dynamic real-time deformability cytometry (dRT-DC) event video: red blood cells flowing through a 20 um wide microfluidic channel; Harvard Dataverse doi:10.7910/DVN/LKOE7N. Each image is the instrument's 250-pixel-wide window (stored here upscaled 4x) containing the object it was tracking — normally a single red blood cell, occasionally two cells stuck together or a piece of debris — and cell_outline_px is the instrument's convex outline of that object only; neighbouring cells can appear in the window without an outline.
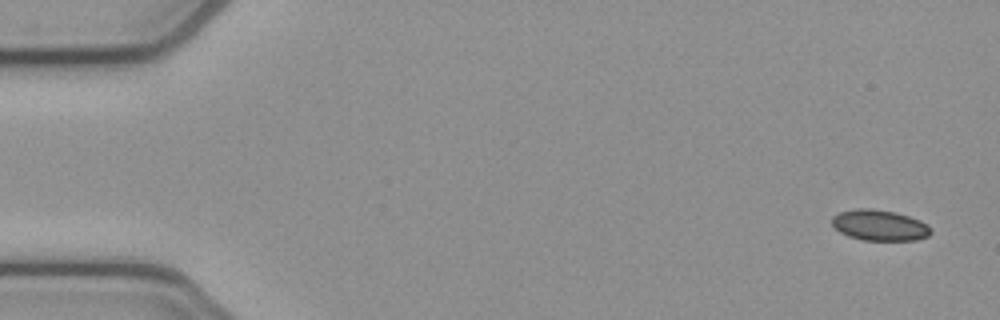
{"species": "common noctule bat (a hibernating species)", "species_latin": "Nyctalus noctula", "temperature_condition": "cold", "stored_images_in_passage": 6, "camera_frame_rate_fps": 3000, "um_per_image_px": 0.085, "animal": {"sex": "female", "body_mass_g": 21.9}, "frame": {"image": 1, "passage_image": 1, "time_ms": 0.0, "image_size_px": [1000, 320], "cell_outline_px": [[932, 232], [928, 236], [916, 240], [864, 240], [848, 236], [840, 232], [832, 224], [832, 216], [840, 212], [856, 208], [872, 208], [896, 212], [920, 220], [928, 224], [932, 228]], "centroid_in_image_um": [74.78, 19.14], "position_along_channel_um": 10.2, "area_um2": 17.86}}
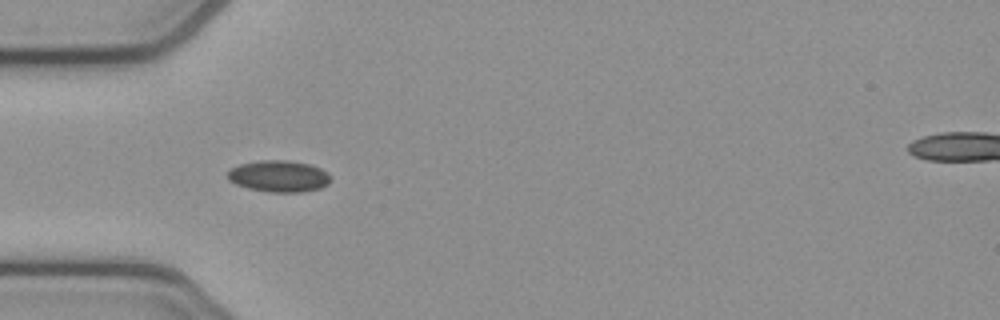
{"frame": {"image": 2, "passage_image": 5, "time_ms": 1.333, "image_size_px": [1000, 320], "cell_outline_px": [[332, 180], [328, 184], [320, 188], [304, 192], [268, 192], [248, 188], [236, 184], [228, 180], [228, 172], [232, 168], [240, 164], [260, 160], [288, 160], [308, 164], [320, 168], [328, 172]], "centroid_in_image_um": [23.73, 14.98], "position_along_channel_um": 61.3, "area_um2": 19.02}}
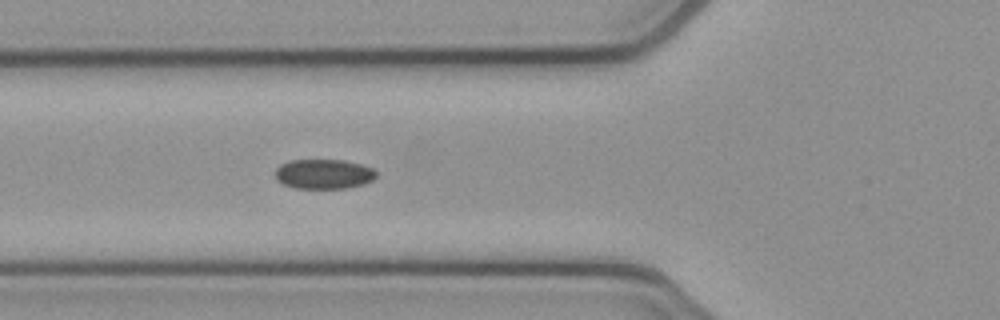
{"frame": {"image": 3, "passage_image": 6, "time_ms": 1.667, "image_size_px": [1000, 320], "cell_outline_px": [[376, 176], [372, 180], [364, 184], [344, 188], [296, 188], [284, 184], [276, 180], [276, 168], [280, 164], [288, 160], [344, 160], [360, 164], [372, 168], [376, 172]], "centroid_in_image_um": [27.5, 14.78], "position_along_channel_um": 98.3, "area_um2": 17.46}}